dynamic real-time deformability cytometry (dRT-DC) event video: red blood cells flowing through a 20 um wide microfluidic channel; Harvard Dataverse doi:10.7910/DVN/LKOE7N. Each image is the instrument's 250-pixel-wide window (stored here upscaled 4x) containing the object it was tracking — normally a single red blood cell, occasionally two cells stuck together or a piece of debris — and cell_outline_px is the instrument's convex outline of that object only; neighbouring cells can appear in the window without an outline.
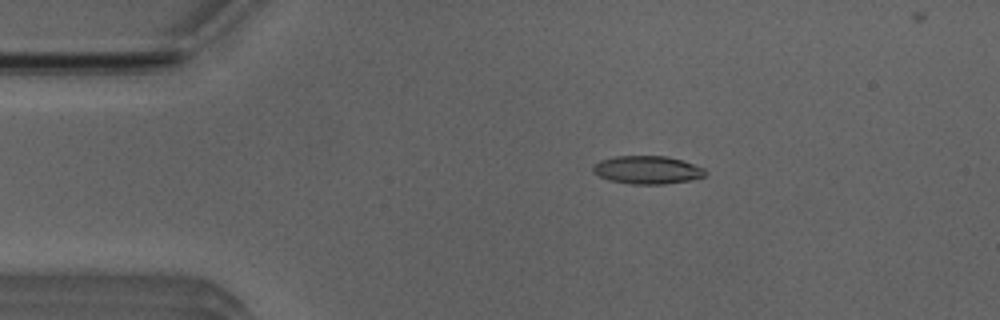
{"species": "Egyptian fruit bat (a non-hibernating species)", "species_latin": "Rousettus aegyptiacus", "temperature_condition": "room temperature", "stored_images_in_passage": 39, "camera_frame_rate_fps": 3000, "um_per_image_px": 0.085, "animal": {"sex": "male"}, "frame": {"image": 1, "passage_image": 9, "time_ms": 2.667, "image_size_px": [1000, 320], "cell_outline_px": [[708, 172], [704, 176], [688, 180], [664, 184], [632, 184], [608, 180], [592, 172], [592, 168], [600, 160], [616, 156], [664, 156], [680, 160], [704, 168]], "centroid_in_image_um": [55.0, 14.44], "position_along_channel_um": 30.0, "area_um2": 18.15}}
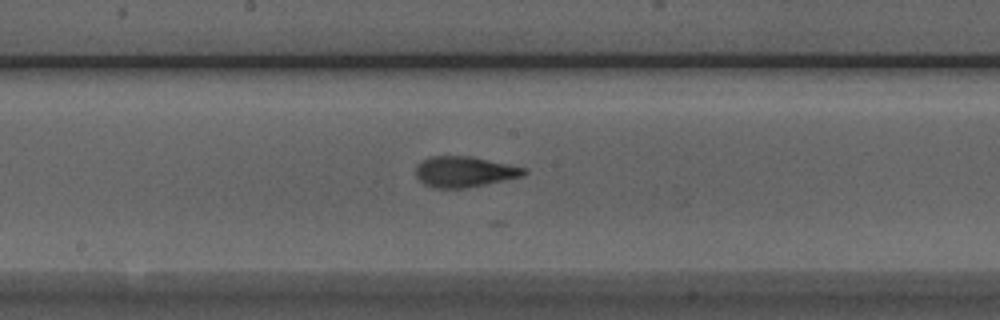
{"frame": {"image": 2, "passage_image": 26, "time_ms": 8.333, "image_size_px": [1000, 320], "cell_outline_px": [[528, 172], [524, 176], [464, 188], [432, 188], [424, 184], [416, 176], [416, 164], [432, 156], [468, 156], [508, 164], [524, 168]], "centroid_in_image_um": [39.45, 14.6], "position_along_channel_um": 208.8, "area_um2": 19.13}}
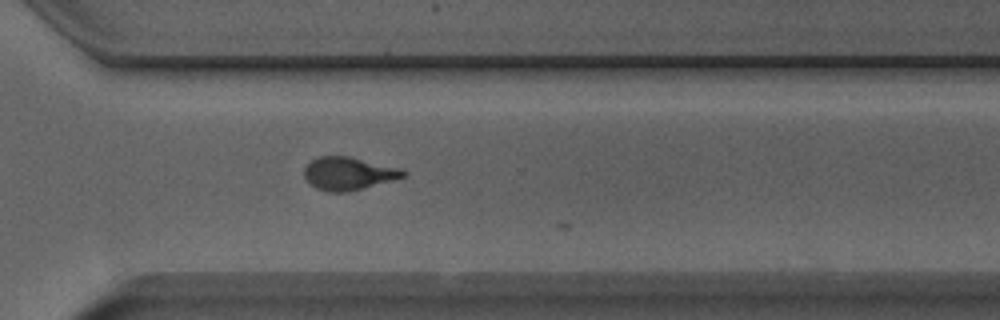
{"frame": {"image": 3, "passage_image": 36, "time_ms": 11.667, "image_size_px": [1000, 320], "cell_outline_px": [[408, 172], [404, 176], [392, 180], [348, 192], [328, 192], [316, 188], [308, 184], [304, 176], [304, 168], [312, 160], [320, 156], [348, 156], [404, 168]], "centroid_in_image_um": [29.62, 14.74], "position_along_channel_um": 341.0, "area_um2": 19.13}}